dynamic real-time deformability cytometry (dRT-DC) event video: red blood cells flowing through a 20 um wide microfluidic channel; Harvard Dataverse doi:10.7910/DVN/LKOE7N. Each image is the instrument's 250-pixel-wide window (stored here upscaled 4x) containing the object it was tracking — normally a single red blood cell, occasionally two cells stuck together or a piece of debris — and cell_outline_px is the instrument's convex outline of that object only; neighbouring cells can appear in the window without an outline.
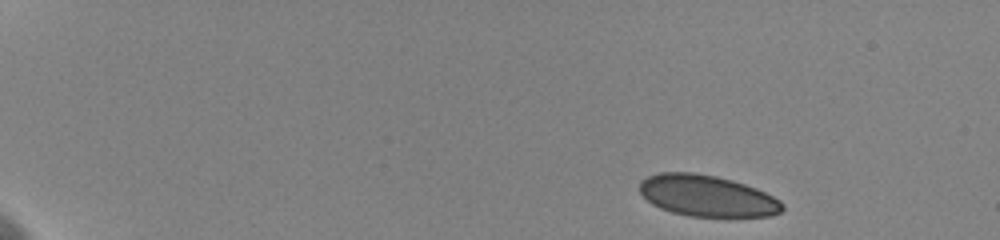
{"species": "human", "species_latin": "Homo sapiens", "temperature_condition": "cold", "stored_images_in_passage": 8, "camera_frame_rate_fps": 3000, "um_per_image_px": 0.085, "donor": {"sex": "female"}, "frame": {"image": 1, "passage_image": 1, "time_ms": 0.0, "image_size_px": [1000, 240], "cell_outline_px": [[784, 208], [780, 212], [772, 216], [728, 220], [688, 216], [672, 212], [660, 208], [652, 204], [640, 192], [640, 180], [648, 176], [660, 172], [692, 172], [716, 176], [732, 180], [756, 188], [780, 200], [784, 204]], "centroid_in_image_um": [60.16, 16.7], "position_along_channel_um": 24.8, "area_um2": 35.49}}
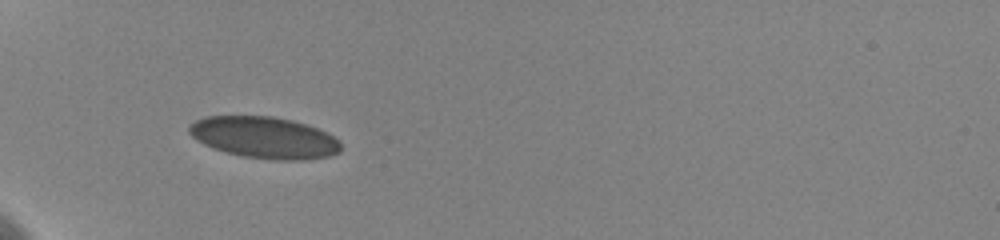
{"frame": {"image": 2, "passage_image": 6, "time_ms": 4.333, "image_size_px": [1000, 240], "cell_outline_px": [[340, 152], [328, 156], [304, 160], [272, 160], [244, 156], [212, 148], [196, 140], [188, 132], [188, 128], [196, 120], [204, 116], [272, 116], [292, 120], [316, 128], [332, 136], [340, 144]], "centroid_in_image_um": [22.43, 11.69], "position_along_channel_um": 62.6, "area_um2": 36.47}}
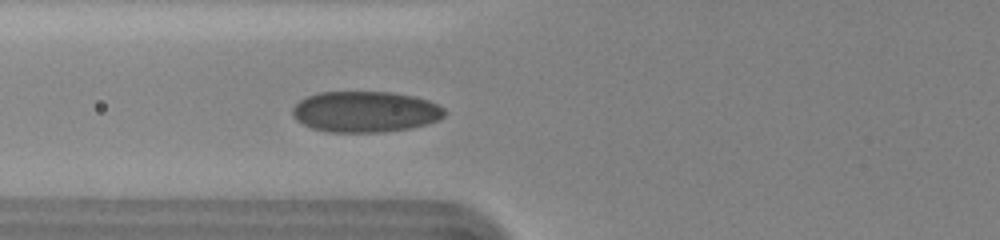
{"frame": {"image": 3, "passage_image": 8, "time_ms": 5.667, "image_size_px": [1000, 240], "cell_outline_px": [[444, 116], [428, 124], [412, 128], [384, 132], [328, 132], [312, 128], [296, 120], [292, 116], [292, 108], [300, 100], [308, 96], [320, 92], [392, 92], [416, 96], [428, 100], [444, 108]], "centroid_in_image_um": [31.05, 9.5], "position_along_channel_um": 94.8, "area_um2": 36.41}}